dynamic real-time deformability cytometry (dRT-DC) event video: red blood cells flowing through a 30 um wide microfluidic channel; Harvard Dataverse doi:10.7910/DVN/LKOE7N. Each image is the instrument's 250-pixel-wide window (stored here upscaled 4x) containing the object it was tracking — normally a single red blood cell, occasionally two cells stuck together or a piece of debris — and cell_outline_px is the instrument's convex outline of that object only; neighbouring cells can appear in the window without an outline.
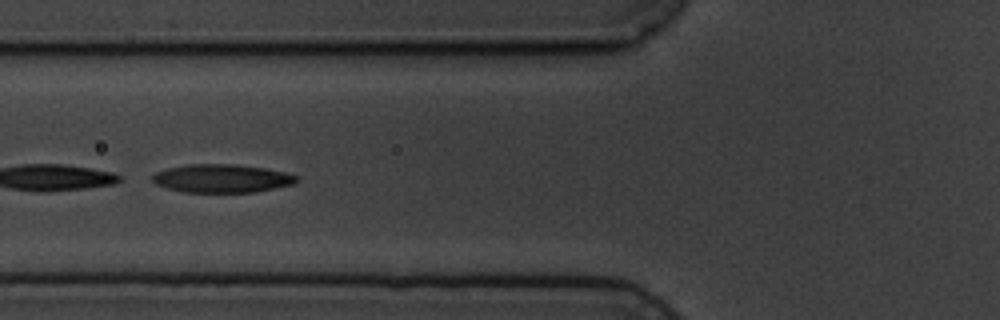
{"species": "common noctule bat (a hibernating species)", "species_latin": "Nyctalus noctula", "temperature_condition": "cold", "stored_images_in_passage": 7, "camera_frame_rate_fps": 3000, "um_per_image_px": 0.085, "animal": {"sex": "male", "body_mass_g": 19.5, "forearm_length_mm": 54.6}, "frame": {"image": 1, "passage_image": 6, "time_ms": 6.0, "image_size_px": [1000, 320], "cell_outline_px": [[300, 180], [296, 184], [256, 192], [184, 192], [168, 188], [156, 184], [152, 180], [152, 176], [156, 172], [168, 168], [188, 164], [236, 164], [264, 168], [284, 172], [296, 176]], "centroid_in_image_um": [18.89, 15.17], "position_along_channel_um": 106.9, "area_um2": 23.81}}
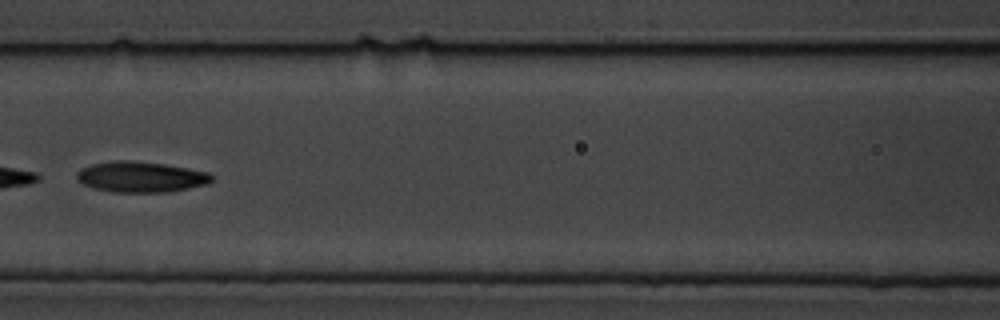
{"frame": {"image": 2, "passage_image": 7, "time_ms": 7.333, "image_size_px": [1000, 320], "cell_outline_px": [[216, 176], [208, 184], [168, 192], [112, 192], [92, 188], [76, 180], [76, 172], [80, 168], [92, 164], [112, 160], [128, 160], [164, 164], [188, 168], [208, 172]], "centroid_in_image_um": [11.96, 15.03], "position_along_channel_um": 154.6, "area_um2": 24.39}}